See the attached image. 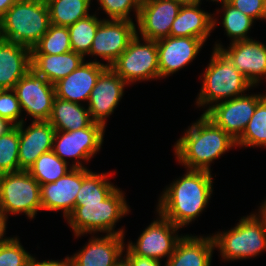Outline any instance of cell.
Wrapping results in <instances>:
<instances>
[{
    "label": "cell",
    "mask_w": 266,
    "mask_h": 266,
    "mask_svg": "<svg viewBox=\"0 0 266 266\" xmlns=\"http://www.w3.org/2000/svg\"><path fill=\"white\" fill-rule=\"evenodd\" d=\"M64 260L65 261H60V262L54 260L38 262L34 257L31 256L27 266H69V257H66Z\"/></svg>",
    "instance_id": "cell-40"
},
{
    "label": "cell",
    "mask_w": 266,
    "mask_h": 266,
    "mask_svg": "<svg viewBox=\"0 0 266 266\" xmlns=\"http://www.w3.org/2000/svg\"><path fill=\"white\" fill-rule=\"evenodd\" d=\"M229 3L252 19H263L265 0H230Z\"/></svg>",
    "instance_id": "cell-38"
},
{
    "label": "cell",
    "mask_w": 266,
    "mask_h": 266,
    "mask_svg": "<svg viewBox=\"0 0 266 266\" xmlns=\"http://www.w3.org/2000/svg\"><path fill=\"white\" fill-rule=\"evenodd\" d=\"M104 129L102 124L93 122L75 131H55L52 151L64 162L65 157L88 161L101 148Z\"/></svg>",
    "instance_id": "cell-13"
},
{
    "label": "cell",
    "mask_w": 266,
    "mask_h": 266,
    "mask_svg": "<svg viewBox=\"0 0 266 266\" xmlns=\"http://www.w3.org/2000/svg\"><path fill=\"white\" fill-rule=\"evenodd\" d=\"M200 1H201V0H199V3H200ZM212 1H213V2H214V1H218V2H219V1H222L223 6H224L225 4H227V3L230 2V0H212Z\"/></svg>",
    "instance_id": "cell-46"
},
{
    "label": "cell",
    "mask_w": 266,
    "mask_h": 266,
    "mask_svg": "<svg viewBox=\"0 0 266 266\" xmlns=\"http://www.w3.org/2000/svg\"><path fill=\"white\" fill-rule=\"evenodd\" d=\"M102 21L95 15H88L68 26L72 51L83 57L89 54L96 31Z\"/></svg>",
    "instance_id": "cell-29"
},
{
    "label": "cell",
    "mask_w": 266,
    "mask_h": 266,
    "mask_svg": "<svg viewBox=\"0 0 266 266\" xmlns=\"http://www.w3.org/2000/svg\"><path fill=\"white\" fill-rule=\"evenodd\" d=\"M124 261L129 266H161L159 260L139 257L137 255H134L128 248H127V253L125 255Z\"/></svg>",
    "instance_id": "cell-39"
},
{
    "label": "cell",
    "mask_w": 266,
    "mask_h": 266,
    "mask_svg": "<svg viewBox=\"0 0 266 266\" xmlns=\"http://www.w3.org/2000/svg\"><path fill=\"white\" fill-rule=\"evenodd\" d=\"M107 67V64L98 61L83 62L68 76L54 84L56 97L75 103H79L80 100L89 101L92 89Z\"/></svg>",
    "instance_id": "cell-19"
},
{
    "label": "cell",
    "mask_w": 266,
    "mask_h": 266,
    "mask_svg": "<svg viewBox=\"0 0 266 266\" xmlns=\"http://www.w3.org/2000/svg\"><path fill=\"white\" fill-rule=\"evenodd\" d=\"M48 122L55 131H75L89 127L93 121L90 118L88 108L81 103L70 102L55 97L52 112Z\"/></svg>",
    "instance_id": "cell-26"
},
{
    "label": "cell",
    "mask_w": 266,
    "mask_h": 266,
    "mask_svg": "<svg viewBox=\"0 0 266 266\" xmlns=\"http://www.w3.org/2000/svg\"><path fill=\"white\" fill-rule=\"evenodd\" d=\"M6 231V221L0 214V242L4 239V232Z\"/></svg>",
    "instance_id": "cell-43"
},
{
    "label": "cell",
    "mask_w": 266,
    "mask_h": 266,
    "mask_svg": "<svg viewBox=\"0 0 266 266\" xmlns=\"http://www.w3.org/2000/svg\"><path fill=\"white\" fill-rule=\"evenodd\" d=\"M235 145L236 140L203 113L177 140L175 153L189 170L210 172V163Z\"/></svg>",
    "instance_id": "cell-2"
},
{
    "label": "cell",
    "mask_w": 266,
    "mask_h": 266,
    "mask_svg": "<svg viewBox=\"0 0 266 266\" xmlns=\"http://www.w3.org/2000/svg\"><path fill=\"white\" fill-rule=\"evenodd\" d=\"M80 161L75 162L70 170L55 182L43 184L40 188L41 206L43 210H63L65 218L75 208L77 193L83 178L89 173Z\"/></svg>",
    "instance_id": "cell-11"
},
{
    "label": "cell",
    "mask_w": 266,
    "mask_h": 266,
    "mask_svg": "<svg viewBox=\"0 0 266 266\" xmlns=\"http://www.w3.org/2000/svg\"><path fill=\"white\" fill-rule=\"evenodd\" d=\"M143 40L145 43L141 44L136 34L127 49L110 66L127 84L160 78L156 41Z\"/></svg>",
    "instance_id": "cell-8"
},
{
    "label": "cell",
    "mask_w": 266,
    "mask_h": 266,
    "mask_svg": "<svg viewBox=\"0 0 266 266\" xmlns=\"http://www.w3.org/2000/svg\"><path fill=\"white\" fill-rule=\"evenodd\" d=\"M261 211L266 215V201L264 202V204H262V206H260Z\"/></svg>",
    "instance_id": "cell-45"
},
{
    "label": "cell",
    "mask_w": 266,
    "mask_h": 266,
    "mask_svg": "<svg viewBox=\"0 0 266 266\" xmlns=\"http://www.w3.org/2000/svg\"><path fill=\"white\" fill-rule=\"evenodd\" d=\"M17 0H0V21L4 17L8 9L16 2Z\"/></svg>",
    "instance_id": "cell-41"
},
{
    "label": "cell",
    "mask_w": 266,
    "mask_h": 266,
    "mask_svg": "<svg viewBox=\"0 0 266 266\" xmlns=\"http://www.w3.org/2000/svg\"><path fill=\"white\" fill-rule=\"evenodd\" d=\"M224 11L222 24L225 28L227 35L233 38L232 42L240 40H249L247 35L250 30L254 19L245 15L240 10L236 9L230 3L222 6Z\"/></svg>",
    "instance_id": "cell-34"
},
{
    "label": "cell",
    "mask_w": 266,
    "mask_h": 266,
    "mask_svg": "<svg viewBox=\"0 0 266 266\" xmlns=\"http://www.w3.org/2000/svg\"><path fill=\"white\" fill-rule=\"evenodd\" d=\"M21 110L24 109L33 121H48L56 97L55 87L43 76L30 70L13 88Z\"/></svg>",
    "instance_id": "cell-10"
},
{
    "label": "cell",
    "mask_w": 266,
    "mask_h": 266,
    "mask_svg": "<svg viewBox=\"0 0 266 266\" xmlns=\"http://www.w3.org/2000/svg\"><path fill=\"white\" fill-rule=\"evenodd\" d=\"M182 4L176 0H143L137 23L143 39L158 41L170 36Z\"/></svg>",
    "instance_id": "cell-15"
},
{
    "label": "cell",
    "mask_w": 266,
    "mask_h": 266,
    "mask_svg": "<svg viewBox=\"0 0 266 266\" xmlns=\"http://www.w3.org/2000/svg\"><path fill=\"white\" fill-rule=\"evenodd\" d=\"M118 266H129V265L124 260H122Z\"/></svg>",
    "instance_id": "cell-48"
},
{
    "label": "cell",
    "mask_w": 266,
    "mask_h": 266,
    "mask_svg": "<svg viewBox=\"0 0 266 266\" xmlns=\"http://www.w3.org/2000/svg\"><path fill=\"white\" fill-rule=\"evenodd\" d=\"M263 19H266V0L264 3V14H263Z\"/></svg>",
    "instance_id": "cell-47"
},
{
    "label": "cell",
    "mask_w": 266,
    "mask_h": 266,
    "mask_svg": "<svg viewBox=\"0 0 266 266\" xmlns=\"http://www.w3.org/2000/svg\"><path fill=\"white\" fill-rule=\"evenodd\" d=\"M50 24L68 27L88 15L91 0H45Z\"/></svg>",
    "instance_id": "cell-27"
},
{
    "label": "cell",
    "mask_w": 266,
    "mask_h": 266,
    "mask_svg": "<svg viewBox=\"0 0 266 266\" xmlns=\"http://www.w3.org/2000/svg\"><path fill=\"white\" fill-rule=\"evenodd\" d=\"M214 48L220 49L252 85L266 75V46L261 42L240 40L232 42L229 49L222 48L220 44Z\"/></svg>",
    "instance_id": "cell-17"
},
{
    "label": "cell",
    "mask_w": 266,
    "mask_h": 266,
    "mask_svg": "<svg viewBox=\"0 0 266 266\" xmlns=\"http://www.w3.org/2000/svg\"><path fill=\"white\" fill-rule=\"evenodd\" d=\"M171 183L160 197L158 213L178 227H184L206 208L212 191L211 172L189 170Z\"/></svg>",
    "instance_id": "cell-1"
},
{
    "label": "cell",
    "mask_w": 266,
    "mask_h": 266,
    "mask_svg": "<svg viewBox=\"0 0 266 266\" xmlns=\"http://www.w3.org/2000/svg\"><path fill=\"white\" fill-rule=\"evenodd\" d=\"M159 221H153L138 238L136 245L128 244V249L139 257L159 260L169 257L175 251L176 245L182 236L174 235L180 227L173 224L159 214Z\"/></svg>",
    "instance_id": "cell-12"
},
{
    "label": "cell",
    "mask_w": 266,
    "mask_h": 266,
    "mask_svg": "<svg viewBox=\"0 0 266 266\" xmlns=\"http://www.w3.org/2000/svg\"><path fill=\"white\" fill-rule=\"evenodd\" d=\"M101 8L111 18V20H132L129 14L135 8L136 18H138L141 0H98Z\"/></svg>",
    "instance_id": "cell-36"
},
{
    "label": "cell",
    "mask_w": 266,
    "mask_h": 266,
    "mask_svg": "<svg viewBox=\"0 0 266 266\" xmlns=\"http://www.w3.org/2000/svg\"><path fill=\"white\" fill-rule=\"evenodd\" d=\"M243 217L237 226L228 232L215 234V247L220 249L222 258L229 260L246 259L266 250V215L260 210Z\"/></svg>",
    "instance_id": "cell-6"
},
{
    "label": "cell",
    "mask_w": 266,
    "mask_h": 266,
    "mask_svg": "<svg viewBox=\"0 0 266 266\" xmlns=\"http://www.w3.org/2000/svg\"><path fill=\"white\" fill-rule=\"evenodd\" d=\"M30 258L19 239L4 238L0 242V266H27Z\"/></svg>",
    "instance_id": "cell-35"
},
{
    "label": "cell",
    "mask_w": 266,
    "mask_h": 266,
    "mask_svg": "<svg viewBox=\"0 0 266 266\" xmlns=\"http://www.w3.org/2000/svg\"><path fill=\"white\" fill-rule=\"evenodd\" d=\"M64 162L53 151L41 154L28 168V172L41 185L55 182L69 170Z\"/></svg>",
    "instance_id": "cell-28"
},
{
    "label": "cell",
    "mask_w": 266,
    "mask_h": 266,
    "mask_svg": "<svg viewBox=\"0 0 266 266\" xmlns=\"http://www.w3.org/2000/svg\"><path fill=\"white\" fill-rule=\"evenodd\" d=\"M266 146V97L257 105L236 146Z\"/></svg>",
    "instance_id": "cell-32"
},
{
    "label": "cell",
    "mask_w": 266,
    "mask_h": 266,
    "mask_svg": "<svg viewBox=\"0 0 266 266\" xmlns=\"http://www.w3.org/2000/svg\"><path fill=\"white\" fill-rule=\"evenodd\" d=\"M266 97L264 95H242L209 106L204 114L218 127H221L234 140L244 132L253 116L257 105Z\"/></svg>",
    "instance_id": "cell-9"
},
{
    "label": "cell",
    "mask_w": 266,
    "mask_h": 266,
    "mask_svg": "<svg viewBox=\"0 0 266 266\" xmlns=\"http://www.w3.org/2000/svg\"><path fill=\"white\" fill-rule=\"evenodd\" d=\"M204 41L193 37H172L156 41L160 77L173 74L189 64L199 53Z\"/></svg>",
    "instance_id": "cell-18"
},
{
    "label": "cell",
    "mask_w": 266,
    "mask_h": 266,
    "mask_svg": "<svg viewBox=\"0 0 266 266\" xmlns=\"http://www.w3.org/2000/svg\"><path fill=\"white\" fill-rule=\"evenodd\" d=\"M21 111L23 110H21L14 90H0V117L10 122L13 126H18L24 122L22 118L18 120L21 116Z\"/></svg>",
    "instance_id": "cell-37"
},
{
    "label": "cell",
    "mask_w": 266,
    "mask_h": 266,
    "mask_svg": "<svg viewBox=\"0 0 266 266\" xmlns=\"http://www.w3.org/2000/svg\"><path fill=\"white\" fill-rule=\"evenodd\" d=\"M49 25L45 0H17L0 21V39L32 49L48 31Z\"/></svg>",
    "instance_id": "cell-3"
},
{
    "label": "cell",
    "mask_w": 266,
    "mask_h": 266,
    "mask_svg": "<svg viewBox=\"0 0 266 266\" xmlns=\"http://www.w3.org/2000/svg\"><path fill=\"white\" fill-rule=\"evenodd\" d=\"M106 174L89 172L82 181L77 193L75 206L78 203H92L103 201L116 187L107 181Z\"/></svg>",
    "instance_id": "cell-31"
},
{
    "label": "cell",
    "mask_w": 266,
    "mask_h": 266,
    "mask_svg": "<svg viewBox=\"0 0 266 266\" xmlns=\"http://www.w3.org/2000/svg\"><path fill=\"white\" fill-rule=\"evenodd\" d=\"M123 193L115 188L103 201L78 203L66 218L76 236L95 231L124 235L123 229L114 231L119 218L129 212ZM113 230V231H112Z\"/></svg>",
    "instance_id": "cell-4"
},
{
    "label": "cell",
    "mask_w": 266,
    "mask_h": 266,
    "mask_svg": "<svg viewBox=\"0 0 266 266\" xmlns=\"http://www.w3.org/2000/svg\"><path fill=\"white\" fill-rule=\"evenodd\" d=\"M253 85L238 71L230 59L220 50L214 49L211 61L204 73L197 105L217 104L236 98ZM229 97V98H228Z\"/></svg>",
    "instance_id": "cell-5"
},
{
    "label": "cell",
    "mask_w": 266,
    "mask_h": 266,
    "mask_svg": "<svg viewBox=\"0 0 266 266\" xmlns=\"http://www.w3.org/2000/svg\"><path fill=\"white\" fill-rule=\"evenodd\" d=\"M176 1L180 2L181 4H194L199 2V0H176Z\"/></svg>",
    "instance_id": "cell-44"
},
{
    "label": "cell",
    "mask_w": 266,
    "mask_h": 266,
    "mask_svg": "<svg viewBox=\"0 0 266 266\" xmlns=\"http://www.w3.org/2000/svg\"><path fill=\"white\" fill-rule=\"evenodd\" d=\"M31 69L29 47L0 39V90L13 89Z\"/></svg>",
    "instance_id": "cell-22"
},
{
    "label": "cell",
    "mask_w": 266,
    "mask_h": 266,
    "mask_svg": "<svg viewBox=\"0 0 266 266\" xmlns=\"http://www.w3.org/2000/svg\"><path fill=\"white\" fill-rule=\"evenodd\" d=\"M40 184L27 170L0 174V214L25 213L34 218L42 210Z\"/></svg>",
    "instance_id": "cell-7"
},
{
    "label": "cell",
    "mask_w": 266,
    "mask_h": 266,
    "mask_svg": "<svg viewBox=\"0 0 266 266\" xmlns=\"http://www.w3.org/2000/svg\"><path fill=\"white\" fill-rule=\"evenodd\" d=\"M72 51L67 27L49 25L48 31L33 46L31 54H63Z\"/></svg>",
    "instance_id": "cell-30"
},
{
    "label": "cell",
    "mask_w": 266,
    "mask_h": 266,
    "mask_svg": "<svg viewBox=\"0 0 266 266\" xmlns=\"http://www.w3.org/2000/svg\"><path fill=\"white\" fill-rule=\"evenodd\" d=\"M124 235L107 234L102 238H92L87 246L69 257V266H118L124 249Z\"/></svg>",
    "instance_id": "cell-20"
},
{
    "label": "cell",
    "mask_w": 266,
    "mask_h": 266,
    "mask_svg": "<svg viewBox=\"0 0 266 266\" xmlns=\"http://www.w3.org/2000/svg\"><path fill=\"white\" fill-rule=\"evenodd\" d=\"M23 124L19 125V171L28 170L41 154L52 151L55 134L48 121H33L25 130Z\"/></svg>",
    "instance_id": "cell-21"
},
{
    "label": "cell",
    "mask_w": 266,
    "mask_h": 266,
    "mask_svg": "<svg viewBox=\"0 0 266 266\" xmlns=\"http://www.w3.org/2000/svg\"><path fill=\"white\" fill-rule=\"evenodd\" d=\"M19 125L0 136V174L19 171Z\"/></svg>",
    "instance_id": "cell-33"
},
{
    "label": "cell",
    "mask_w": 266,
    "mask_h": 266,
    "mask_svg": "<svg viewBox=\"0 0 266 266\" xmlns=\"http://www.w3.org/2000/svg\"><path fill=\"white\" fill-rule=\"evenodd\" d=\"M215 247L213 237L183 236L166 266H210Z\"/></svg>",
    "instance_id": "cell-24"
},
{
    "label": "cell",
    "mask_w": 266,
    "mask_h": 266,
    "mask_svg": "<svg viewBox=\"0 0 266 266\" xmlns=\"http://www.w3.org/2000/svg\"><path fill=\"white\" fill-rule=\"evenodd\" d=\"M13 125L7 120L0 117V136L9 131Z\"/></svg>",
    "instance_id": "cell-42"
},
{
    "label": "cell",
    "mask_w": 266,
    "mask_h": 266,
    "mask_svg": "<svg viewBox=\"0 0 266 266\" xmlns=\"http://www.w3.org/2000/svg\"><path fill=\"white\" fill-rule=\"evenodd\" d=\"M126 84L110 67L100 74L88 101V110L93 122L105 127V118L117 107Z\"/></svg>",
    "instance_id": "cell-16"
},
{
    "label": "cell",
    "mask_w": 266,
    "mask_h": 266,
    "mask_svg": "<svg viewBox=\"0 0 266 266\" xmlns=\"http://www.w3.org/2000/svg\"><path fill=\"white\" fill-rule=\"evenodd\" d=\"M84 62L74 51L63 54H31V68L51 84L68 76Z\"/></svg>",
    "instance_id": "cell-25"
},
{
    "label": "cell",
    "mask_w": 266,
    "mask_h": 266,
    "mask_svg": "<svg viewBox=\"0 0 266 266\" xmlns=\"http://www.w3.org/2000/svg\"><path fill=\"white\" fill-rule=\"evenodd\" d=\"M199 2L194 4H182L172 23L170 36L193 37L204 42L216 24L212 16L199 9Z\"/></svg>",
    "instance_id": "cell-23"
},
{
    "label": "cell",
    "mask_w": 266,
    "mask_h": 266,
    "mask_svg": "<svg viewBox=\"0 0 266 266\" xmlns=\"http://www.w3.org/2000/svg\"><path fill=\"white\" fill-rule=\"evenodd\" d=\"M135 26L132 20H103L98 26L89 54L108 60L107 66L110 67L136 36Z\"/></svg>",
    "instance_id": "cell-14"
}]
</instances>
